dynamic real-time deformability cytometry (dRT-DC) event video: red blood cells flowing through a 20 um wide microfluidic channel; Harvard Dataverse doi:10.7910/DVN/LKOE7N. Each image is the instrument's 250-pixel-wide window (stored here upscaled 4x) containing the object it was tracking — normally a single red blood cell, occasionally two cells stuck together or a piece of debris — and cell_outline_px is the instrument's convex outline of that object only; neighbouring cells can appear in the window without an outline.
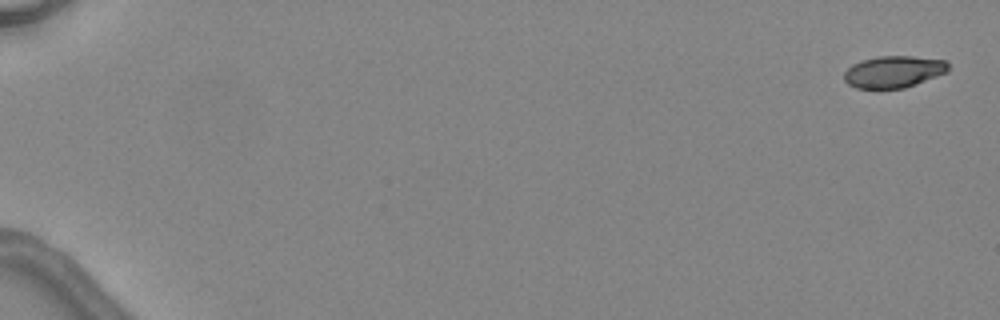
{"species": "common noctule bat (a hibernating species)", "species_latin": "Nyctalus noctula", "temperature_condition": "warm", "stored_images_in_passage": 7, "camera_frame_rate_fps": 3000, "um_per_image_px": 0.085, "animal": {"sex": "female", "body_mass_g": 24.6, "forearm_length_mm": 56.2}, "frame": {"image": 1, "passage_image": 1, "time_ms": 0.0, "image_size_px": [1000, 320], "cell_outline_px": [[948, 72], [904, 88], [856, 88], [848, 84], [844, 80], [844, 72], [852, 64], [864, 60], [880, 56], [912, 56], [948, 60]], "centroid_in_image_um": [75.97, 6.09], "position_along_channel_um": 9.0, "area_um2": 19.25}}